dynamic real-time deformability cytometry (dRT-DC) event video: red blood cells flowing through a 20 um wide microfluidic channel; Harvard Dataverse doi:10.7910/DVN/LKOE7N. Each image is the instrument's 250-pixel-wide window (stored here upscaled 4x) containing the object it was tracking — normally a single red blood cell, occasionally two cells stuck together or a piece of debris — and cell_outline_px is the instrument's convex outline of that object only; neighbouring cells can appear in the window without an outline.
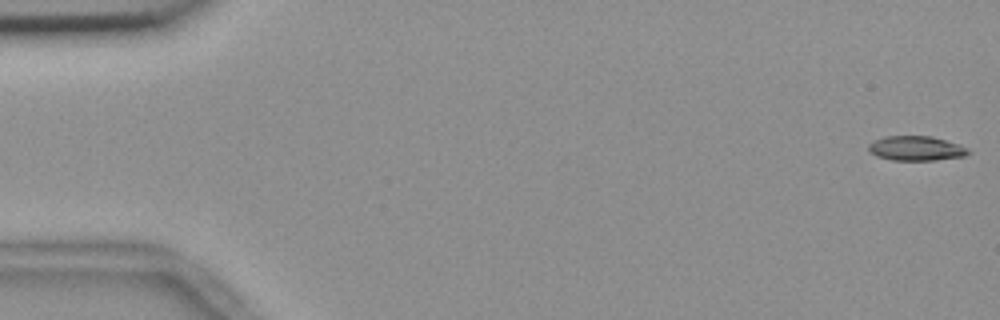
{"species": "common noctule bat (a hibernating species)", "species_latin": "Nyctalus noctula", "temperature_condition": "room temperature", "stored_images_in_passage": 55, "camera_frame_rate_fps": 3000, "um_per_image_px": 0.085, "animal": {"sex": "female", "body_mass_g": 18.4}, "frame": {"image": 1, "passage_image": 1, "time_ms": 0.0, "image_size_px": [1000, 320], "cell_outline_px": [[972, 152], [964, 156], [936, 160], [892, 160], [876, 156], [868, 152], [868, 144], [872, 140], [884, 136], [932, 136], [960, 144], [968, 148]], "centroid_in_image_um": [77.85, 12.6], "position_along_channel_um": 7.1, "area_um2": 14.57}}
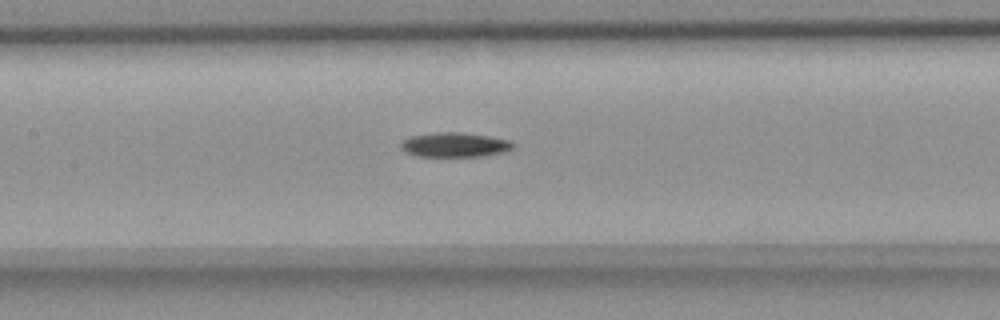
{"frame": {"image": 2, "passage_image": 26, "time_ms": 8.333, "image_size_px": [1000, 320], "cell_outline_px": [[512, 148], [504, 152], [484, 156], [416, 156], [404, 152], [400, 148], [400, 144], [404, 140], [412, 136], [436, 132], [456, 132], [488, 136], [508, 140], [512, 144]], "centroid_in_image_um": [38.6, 12.31], "position_along_channel_um": 168.8, "area_um2": 15.84}}
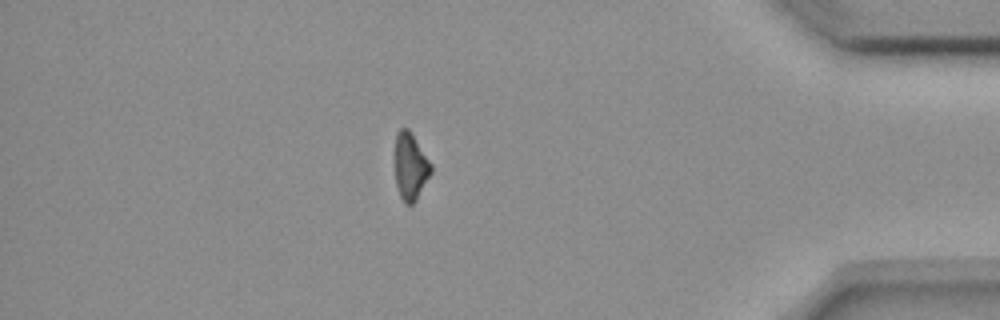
{"frame": {"image": 3, "passage_image": 48, "time_ms": 15.667, "image_size_px": [1000, 320], "cell_outline_px": [[432, 172], [416, 200], [412, 204], [404, 204], [400, 196], [396, 184], [396, 132], [400, 128], [408, 128], [432, 164]], "centroid_in_image_um": [34.9, 14.16], "position_along_channel_um": 400.3, "area_um2": 13.93}, "authors_computed_cell_mechanics": {"area_um2": 15.4326, "velocity_mm_per_s": 3.6881, "shape_relaxation_time_tau1_ms": 6.7866, "shape_relaxation_time_tau2_ms": null, "deformation_change_tau1": 0.1591, "deformation_change_tau2": null}}